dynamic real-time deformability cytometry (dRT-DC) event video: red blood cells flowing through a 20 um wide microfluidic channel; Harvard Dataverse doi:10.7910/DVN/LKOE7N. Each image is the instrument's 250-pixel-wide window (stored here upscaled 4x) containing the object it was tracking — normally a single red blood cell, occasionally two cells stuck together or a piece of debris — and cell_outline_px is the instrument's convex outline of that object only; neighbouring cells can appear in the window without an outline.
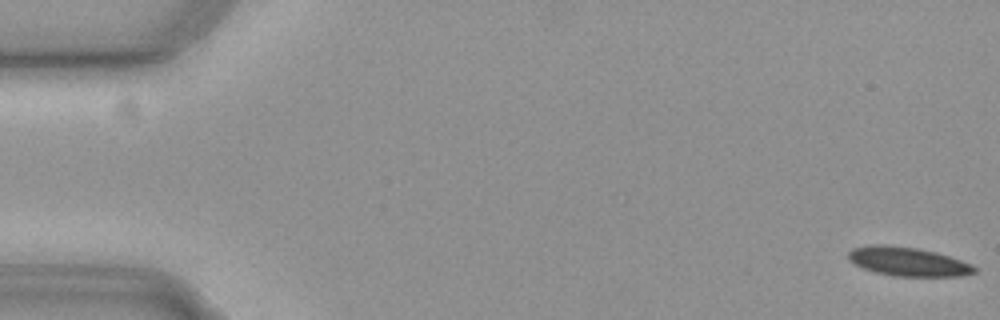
{"species": "common noctule bat (a hibernating species)", "species_latin": "Nyctalus noctula", "temperature_condition": "cold", "stored_images_in_passage": 57, "camera_frame_rate_fps": 3000, "um_per_image_px": 0.085, "animal": {"sex": "female", "body_mass_g": 19.3, "forearm_length_mm": 54.1}, "frame": {"image": 1, "passage_image": 1, "time_ms": 0.0, "image_size_px": [1000, 320], "cell_outline_px": [[976, 272], [964, 276], [892, 276], [876, 272], [864, 268], [848, 260], [848, 252], [852, 248], [868, 244], [888, 244], [920, 248], [936, 252], [972, 264], [976, 268]], "centroid_in_image_um": [77.16, 22.22], "position_along_channel_um": 7.8, "area_um2": 21.44}}
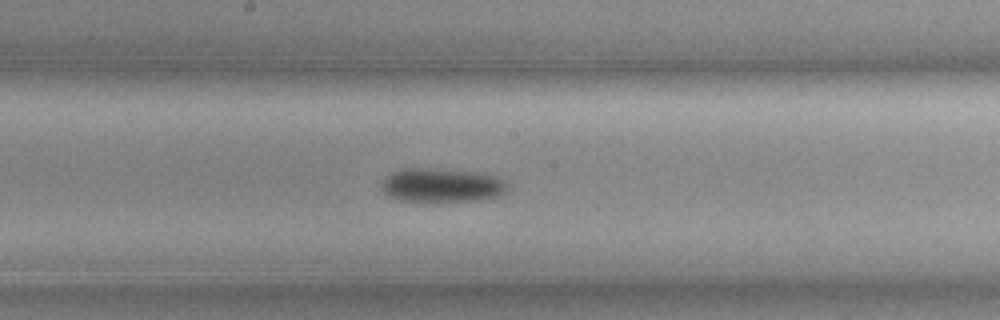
{"frame": {"image": 2, "passage_image": 30, "time_ms": 9.667, "image_size_px": [1000, 320], "cell_outline_px": [[508, 188], [500, 196], [480, 200], [400, 200], [388, 196], [380, 188], [380, 184], [392, 172], [404, 168], [428, 168], [472, 172], [496, 176], [504, 180]], "centroid_in_image_um": [37.54, 15.73], "position_along_channel_um": 210.7, "area_um2": 24.45}}
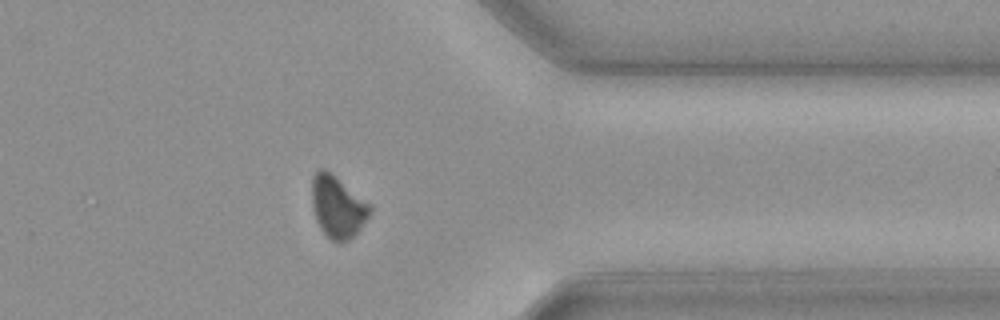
{"frame": {"image": 3, "passage_image": 45, "time_ms": 14.667, "image_size_px": [1000, 320], "cell_outline_px": [[372, 212], [360, 228], [348, 240], [332, 240], [320, 228], [316, 220], [312, 208], [312, 176], [320, 168], [324, 168], [372, 204]], "centroid_in_image_um": [28.7, 17.55], "position_along_channel_um": 382.7, "area_um2": 20.75}}